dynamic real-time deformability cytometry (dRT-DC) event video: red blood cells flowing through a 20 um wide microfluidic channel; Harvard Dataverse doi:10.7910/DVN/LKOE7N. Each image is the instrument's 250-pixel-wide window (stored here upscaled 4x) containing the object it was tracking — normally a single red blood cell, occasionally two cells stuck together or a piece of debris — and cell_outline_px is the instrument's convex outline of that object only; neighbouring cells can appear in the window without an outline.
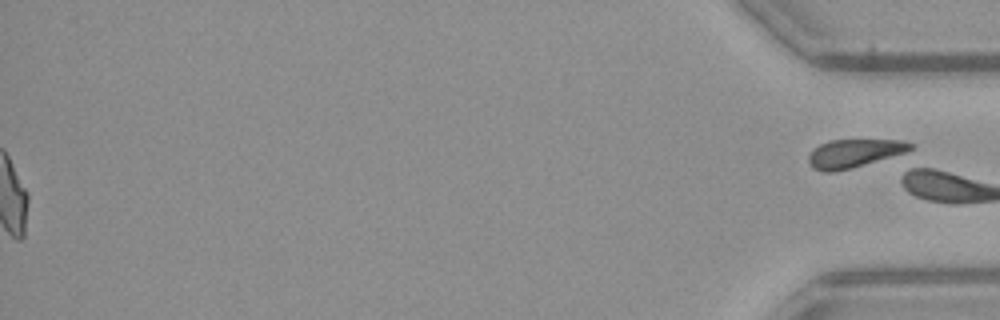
{"species": "common noctule bat (a hibernating species)", "species_latin": "Nyctalus noctula", "temperature_condition": "warm", "stored_images_in_passage": 52, "segment_of_instrument_passage": [2, 2], "camera_frame_rate_fps": 3000, "um_per_image_px": 0.085, "animal": {"sex": "female", "body_mass_g": 21.9}, "frame": {"image": 1, "passage_image": 52, "time_ms": 17.0, "image_size_px": [1000, 320], "cell_outline_px": [[916, 144], [904, 156], [852, 168], [832, 172], [824, 172], [812, 168], [808, 160], [808, 156], [812, 148], [820, 144], [832, 140], [904, 140]], "centroid_in_image_um": [72.71, 13.04], "position_along_channel_um": 362.5, "area_um2": 17.57}}